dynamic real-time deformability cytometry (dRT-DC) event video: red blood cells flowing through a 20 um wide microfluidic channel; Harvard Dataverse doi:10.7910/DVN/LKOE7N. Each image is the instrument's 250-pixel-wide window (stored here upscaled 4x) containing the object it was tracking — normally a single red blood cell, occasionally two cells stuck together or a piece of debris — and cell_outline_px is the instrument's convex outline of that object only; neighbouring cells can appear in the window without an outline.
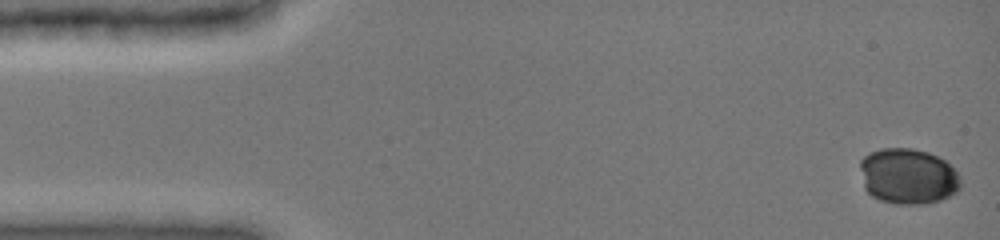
{"species": "common noctule bat (a hibernating species)", "species_latin": "Nyctalus noctula", "temperature_condition": "cold", "stored_images_in_passage": 13, "camera_frame_rate_fps": 3000, "um_per_image_px": 0.085, "animal": {"sex": "female", "body_mass_g": 19.0, "forearm_length_mm": 51.5}, "frame": {"image": 1, "passage_image": 1, "time_ms": 0.0, "image_size_px": [1000, 240], "cell_outline_px": [[960, 188], [956, 192], [940, 200], [924, 204], [896, 204], [880, 200], [872, 196], [864, 188], [860, 168], [860, 160], [868, 152], [880, 148], [912, 148], [928, 152], [944, 160], [960, 176]], "centroid_in_image_um": [77.15, 14.98], "position_along_channel_um": 7.9, "area_um2": 32.77}}
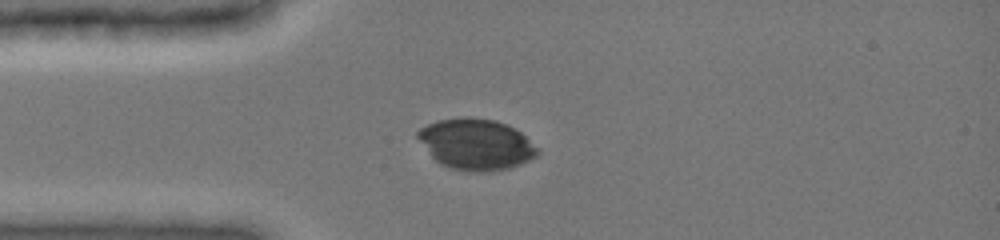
{"frame": {"image": 2, "passage_image": 10, "time_ms": 3.667, "image_size_px": [1000, 240], "cell_outline_px": [[540, 152], [536, 156], [520, 164], [508, 168], [488, 172], [468, 172], [452, 168], [440, 164], [432, 156], [416, 136], [416, 132], [420, 128], [428, 124], [440, 120], [460, 116], [496, 120], [508, 124], [520, 132]], "centroid_in_image_um": [40.44, 12.26], "position_along_channel_um": 44.6, "area_um2": 35.37}}
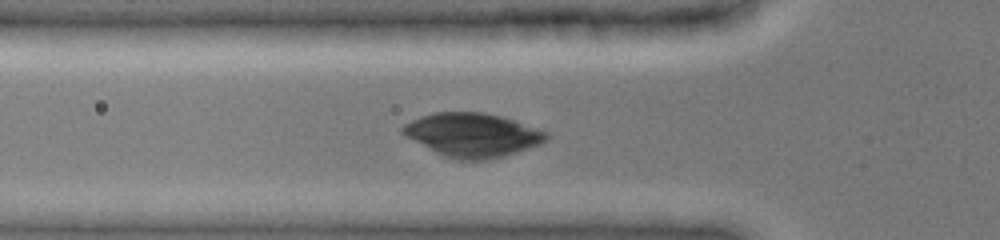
{"frame": {"image": 3, "passage_image": 13, "time_ms": 5.0, "image_size_px": [1000, 240], "cell_outline_px": [[548, 140], [540, 144], [504, 156], [488, 160], [456, 160], [444, 156], [404, 136], [400, 132], [400, 128], [404, 124], [420, 116], [436, 112], [484, 112], [500, 116], [548, 132]], "centroid_in_image_um": [40.13, 11.47], "position_along_channel_um": 85.7, "area_um2": 36.53}}